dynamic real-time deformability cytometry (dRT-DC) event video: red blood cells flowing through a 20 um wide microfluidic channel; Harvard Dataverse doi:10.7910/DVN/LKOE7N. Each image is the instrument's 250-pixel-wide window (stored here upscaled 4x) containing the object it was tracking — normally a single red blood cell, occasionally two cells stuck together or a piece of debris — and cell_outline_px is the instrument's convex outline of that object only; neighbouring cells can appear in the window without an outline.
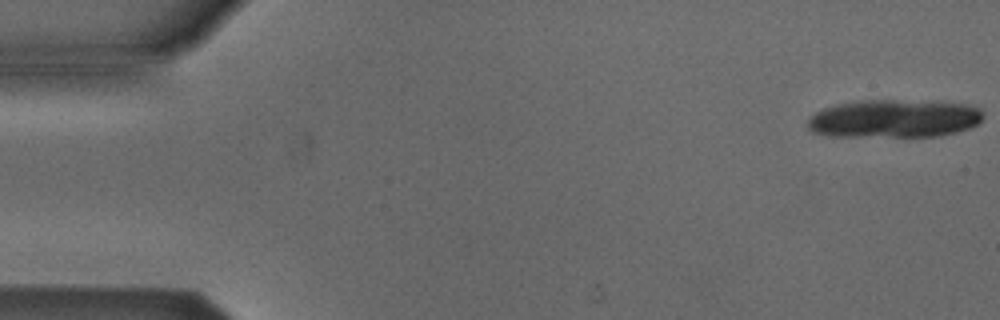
{"species": "Egyptian fruit bat (a non-hibernating species)", "species_latin": "Rousettus aegyptiacus", "temperature_condition": "cold", "stored_images_in_passage": 6, "camera_frame_rate_fps": 3000, "um_per_image_px": 0.085, "animal": {"sex": "male"}, "frame": {"image": 1, "passage_image": 1, "time_ms": 0.0, "image_size_px": [1000, 320], "cell_outline_px": [[984, 116], [976, 124], [968, 128], [956, 132], [940, 136], [832, 136], [812, 132], [808, 128], [808, 120], [816, 112], [824, 108], [836, 104], [860, 100], [896, 100], [964, 104], [980, 108]], "centroid_in_image_um": [75.97, 10.09], "position_along_channel_um": 9.0, "area_um2": 38.67}}
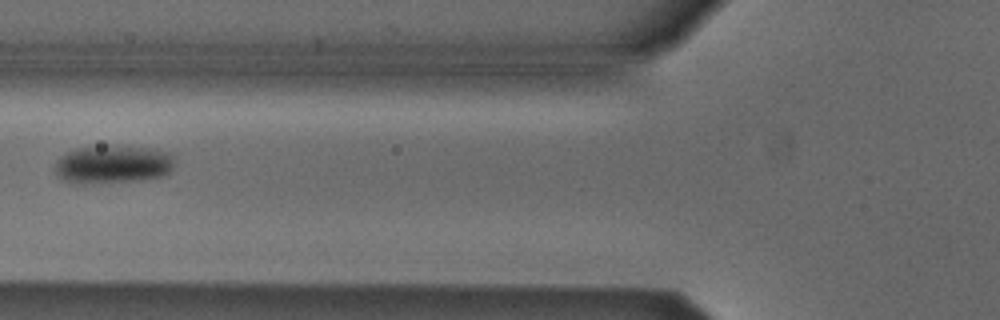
{"frame": {"image": 2, "passage_image": 6, "time_ms": 6.667, "image_size_px": [1000, 320], "cell_outline_px": [[176, 156], [172, 168], [164, 176], [140, 180], [84, 184], [76, 184], [60, 180], [56, 172], [56, 160], [68, 152], [76, 148], [152, 148], [168, 152]], "centroid_in_image_um": [9.61, 14.02], "position_along_channel_um": 116.2, "area_um2": 26.18}}